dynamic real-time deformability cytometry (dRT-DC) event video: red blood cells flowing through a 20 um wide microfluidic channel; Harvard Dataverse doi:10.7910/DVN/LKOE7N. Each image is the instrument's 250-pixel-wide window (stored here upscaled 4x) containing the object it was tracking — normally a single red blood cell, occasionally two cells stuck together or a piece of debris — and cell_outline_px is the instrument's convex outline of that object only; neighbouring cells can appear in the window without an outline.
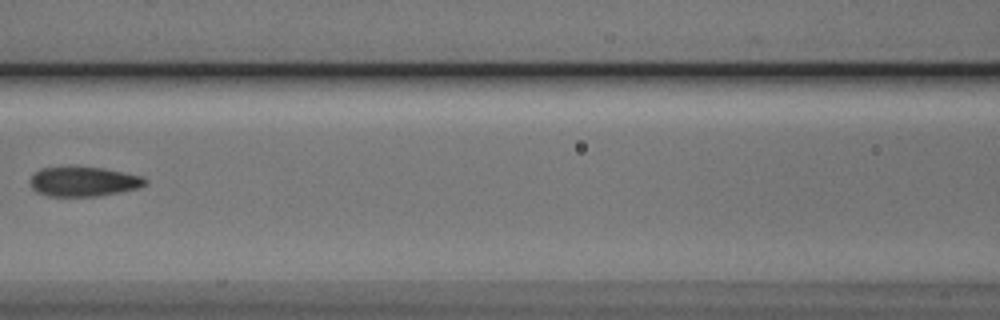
{"species": "Egyptian fruit bat (a non-hibernating species)", "species_latin": "Rousettus aegyptiacus", "temperature_condition": "cold", "stored_images_in_passage": 4, "camera_frame_rate_fps": 3000, "um_per_image_px": 0.085, "animal": {"sex": "male"}, "frame": {"image": 1, "passage_image": 3, "time_ms": 0.667, "image_size_px": [1000, 320], "cell_outline_px": [[148, 180], [144, 184], [136, 188], [120, 192], [96, 196], [48, 196], [36, 192], [32, 188], [28, 180], [40, 168], [104, 168], [140, 176]], "centroid_in_image_um": [7.05, 15.45], "position_along_channel_um": 159.5, "area_um2": 19.42}}
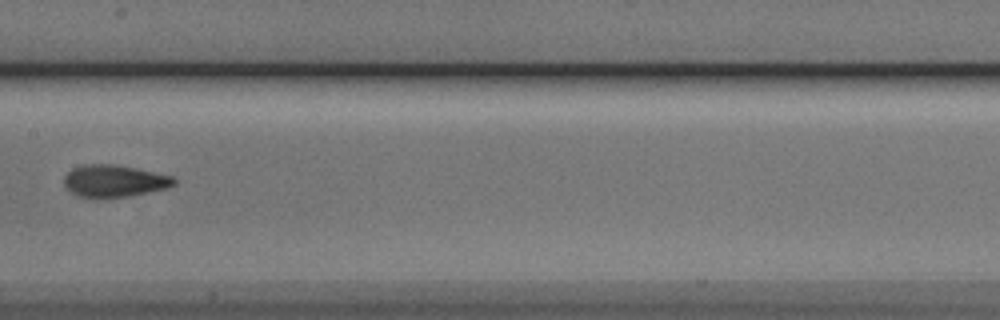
{"frame": {"image": 2, "passage_image": 4, "time_ms": 1.0, "image_size_px": [1000, 320], "cell_outline_px": [[176, 184], [164, 188], [148, 192], [128, 196], [100, 200], [76, 196], [64, 184], [64, 176], [72, 168], [84, 164], [112, 164], [136, 168], [172, 176], [176, 180]], "centroid_in_image_um": [9.66, 15.4], "position_along_channel_um": 197.7, "area_um2": 20.81}}